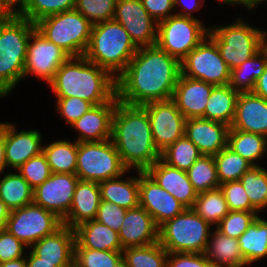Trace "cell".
Returning <instances> with one entry per match:
<instances>
[{
    "instance_id": "obj_1",
    "label": "cell",
    "mask_w": 267,
    "mask_h": 267,
    "mask_svg": "<svg viewBox=\"0 0 267 267\" xmlns=\"http://www.w3.org/2000/svg\"><path fill=\"white\" fill-rule=\"evenodd\" d=\"M181 62L156 44L140 47L116 78V96L128 105L143 106L173 97Z\"/></svg>"
},
{
    "instance_id": "obj_34",
    "label": "cell",
    "mask_w": 267,
    "mask_h": 267,
    "mask_svg": "<svg viewBox=\"0 0 267 267\" xmlns=\"http://www.w3.org/2000/svg\"><path fill=\"white\" fill-rule=\"evenodd\" d=\"M52 173L76 174L78 142L59 140L43 146Z\"/></svg>"
},
{
    "instance_id": "obj_48",
    "label": "cell",
    "mask_w": 267,
    "mask_h": 267,
    "mask_svg": "<svg viewBox=\"0 0 267 267\" xmlns=\"http://www.w3.org/2000/svg\"><path fill=\"white\" fill-rule=\"evenodd\" d=\"M56 111L71 126L94 105L78 97H57Z\"/></svg>"
},
{
    "instance_id": "obj_39",
    "label": "cell",
    "mask_w": 267,
    "mask_h": 267,
    "mask_svg": "<svg viewBox=\"0 0 267 267\" xmlns=\"http://www.w3.org/2000/svg\"><path fill=\"white\" fill-rule=\"evenodd\" d=\"M251 206L259 213L267 207V170L252 166L240 178Z\"/></svg>"
},
{
    "instance_id": "obj_43",
    "label": "cell",
    "mask_w": 267,
    "mask_h": 267,
    "mask_svg": "<svg viewBox=\"0 0 267 267\" xmlns=\"http://www.w3.org/2000/svg\"><path fill=\"white\" fill-rule=\"evenodd\" d=\"M117 0H77L75 9L93 25L112 20Z\"/></svg>"
},
{
    "instance_id": "obj_28",
    "label": "cell",
    "mask_w": 267,
    "mask_h": 267,
    "mask_svg": "<svg viewBox=\"0 0 267 267\" xmlns=\"http://www.w3.org/2000/svg\"><path fill=\"white\" fill-rule=\"evenodd\" d=\"M204 252L206 258L216 267H243L245 263L237 238L222 234L217 229L210 233Z\"/></svg>"
},
{
    "instance_id": "obj_12",
    "label": "cell",
    "mask_w": 267,
    "mask_h": 267,
    "mask_svg": "<svg viewBox=\"0 0 267 267\" xmlns=\"http://www.w3.org/2000/svg\"><path fill=\"white\" fill-rule=\"evenodd\" d=\"M228 65L222 59L216 43L207 35L182 61L181 74L206 83L229 85Z\"/></svg>"
},
{
    "instance_id": "obj_45",
    "label": "cell",
    "mask_w": 267,
    "mask_h": 267,
    "mask_svg": "<svg viewBox=\"0 0 267 267\" xmlns=\"http://www.w3.org/2000/svg\"><path fill=\"white\" fill-rule=\"evenodd\" d=\"M122 258V251L75 248L74 260L81 267H113Z\"/></svg>"
},
{
    "instance_id": "obj_24",
    "label": "cell",
    "mask_w": 267,
    "mask_h": 267,
    "mask_svg": "<svg viewBox=\"0 0 267 267\" xmlns=\"http://www.w3.org/2000/svg\"><path fill=\"white\" fill-rule=\"evenodd\" d=\"M16 126L7 122V137L5 143V158L7 168L18 169L30 158L42 153V135L38 130H21L16 132Z\"/></svg>"
},
{
    "instance_id": "obj_16",
    "label": "cell",
    "mask_w": 267,
    "mask_h": 267,
    "mask_svg": "<svg viewBox=\"0 0 267 267\" xmlns=\"http://www.w3.org/2000/svg\"><path fill=\"white\" fill-rule=\"evenodd\" d=\"M79 177L76 174L52 173L33 189V202L64 219L71 208Z\"/></svg>"
},
{
    "instance_id": "obj_41",
    "label": "cell",
    "mask_w": 267,
    "mask_h": 267,
    "mask_svg": "<svg viewBox=\"0 0 267 267\" xmlns=\"http://www.w3.org/2000/svg\"><path fill=\"white\" fill-rule=\"evenodd\" d=\"M220 184L240 180L253 165L227 146L214 155Z\"/></svg>"
},
{
    "instance_id": "obj_47",
    "label": "cell",
    "mask_w": 267,
    "mask_h": 267,
    "mask_svg": "<svg viewBox=\"0 0 267 267\" xmlns=\"http://www.w3.org/2000/svg\"><path fill=\"white\" fill-rule=\"evenodd\" d=\"M230 211H256L249 201L240 180L220 184Z\"/></svg>"
},
{
    "instance_id": "obj_17",
    "label": "cell",
    "mask_w": 267,
    "mask_h": 267,
    "mask_svg": "<svg viewBox=\"0 0 267 267\" xmlns=\"http://www.w3.org/2000/svg\"><path fill=\"white\" fill-rule=\"evenodd\" d=\"M139 205L152 216L158 227L186 209L146 171H139Z\"/></svg>"
},
{
    "instance_id": "obj_58",
    "label": "cell",
    "mask_w": 267,
    "mask_h": 267,
    "mask_svg": "<svg viewBox=\"0 0 267 267\" xmlns=\"http://www.w3.org/2000/svg\"><path fill=\"white\" fill-rule=\"evenodd\" d=\"M219 3L222 2V4H238V5H243L245 8L248 10H253L257 5H261V3L266 2L267 0H217Z\"/></svg>"
},
{
    "instance_id": "obj_42",
    "label": "cell",
    "mask_w": 267,
    "mask_h": 267,
    "mask_svg": "<svg viewBox=\"0 0 267 267\" xmlns=\"http://www.w3.org/2000/svg\"><path fill=\"white\" fill-rule=\"evenodd\" d=\"M77 0H27L18 10V15L32 23L40 19L75 9Z\"/></svg>"
},
{
    "instance_id": "obj_21",
    "label": "cell",
    "mask_w": 267,
    "mask_h": 267,
    "mask_svg": "<svg viewBox=\"0 0 267 267\" xmlns=\"http://www.w3.org/2000/svg\"><path fill=\"white\" fill-rule=\"evenodd\" d=\"M230 128L267 137V101L253 92L239 93Z\"/></svg>"
},
{
    "instance_id": "obj_57",
    "label": "cell",
    "mask_w": 267,
    "mask_h": 267,
    "mask_svg": "<svg viewBox=\"0 0 267 267\" xmlns=\"http://www.w3.org/2000/svg\"><path fill=\"white\" fill-rule=\"evenodd\" d=\"M252 92L267 101V67L264 73L257 79Z\"/></svg>"
},
{
    "instance_id": "obj_54",
    "label": "cell",
    "mask_w": 267,
    "mask_h": 267,
    "mask_svg": "<svg viewBox=\"0 0 267 267\" xmlns=\"http://www.w3.org/2000/svg\"><path fill=\"white\" fill-rule=\"evenodd\" d=\"M28 257V258H27ZM26 257V267H66L71 262H47L35 256L31 251Z\"/></svg>"
},
{
    "instance_id": "obj_3",
    "label": "cell",
    "mask_w": 267,
    "mask_h": 267,
    "mask_svg": "<svg viewBox=\"0 0 267 267\" xmlns=\"http://www.w3.org/2000/svg\"><path fill=\"white\" fill-rule=\"evenodd\" d=\"M49 87L56 97H78L93 105L116 96V79L85 56L70 57L54 75Z\"/></svg>"
},
{
    "instance_id": "obj_13",
    "label": "cell",
    "mask_w": 267,
    "mask_h": 267,
    "mask_svg": "<svg viewBox=\"0 0 267 267\" xmlns=\"http://www.w3.org/2000/svg\"><path fill=\"white\" fill-rule=\"evenodd\" d=\"M70 57L66 51L35 29L27 44L24 77L33 74L49 84L60 66Z\"/></svg>"
},
{
    "instance_id": "obj_8",
    "label": "cell",
    "mask_w": 267,
    "mask_h": 267,
    "mask_svg": "<svg viewBox=\"0 0 267 267\" xmlns=\"http://www.w3.org/2000/svg\"><path fill=\"white\" fill-rule=\"evenodd\" d=\"M265 31L246 24L240 17L231 25L210 28L208 36L216 43L222 59L232 70L263 48Z\"/></svg>"
},
{
    "instance_id": "obj_11",
    "label": "cell",
    "mask_w": 267,
    "mask_h": 267,
    "mask_svg": "<svg viewBox=\"0 0 267 267\" xmlns=\"http://www.w3.org/2000/svg\"><path fill=\"white\" fill-rule=\"evenodd\" d=\"M63 225L55 213L34 202L10 211L6 230L28 248Z\"/></svg>"
},
{
    "instance_id": "obj_4",
    "label": "cell",
    "mask_w": 267,
    "mask_h": 267,
    "mask_svg": "<svg viewBox=\"0 0 267 267\" xmlns=\"http://www.w3.org/2000/svg\"><path fill=\"white\" fill-rule=\"evenodd\" d=\"M138 48L129 33L114 19L94 24L84 56L115 79L125 70ZM117 75V76H116Z\"/></svg>"
},
{
    "instance_id": "obj_9",
    "label": "cell",
    "mask_w": 267,
    "mask_h": 267,
    "mask_svg": "<svg viewBox=\"0 0 267 267\" xmlns=\"http://www.w3.org/2000/svg\"><path fill=\"white\" fill-rule=\"evenodd\" d=\"M123 165L112 140L78 142L76 175L79 180L101 182L123 175Z\"/></svg>"
},
{
    "instance_id": "obj_56",
    "label": "cell",
    "mask_w": 267,
    "mask_h": 267,
    "mask_svg": "<svg viewBox=\"0 0 267 267\" xmlns=\"http://www.w3.org/2000/svg\"><path fill=\"white\" fill-rule=\"evenodd\" d=\"M7 137V122H0V176L4 172V169L7 167L6 158H5V143Z\"/></svg>"
},
{
    "instance_id": "obj_10",
    "label": "cell",
    "mask_w": 267,
    "mask_h": 267,
    "mask_svg": "<svg viewBox=\"0 0 267 267\" xmlns=\"http://www.w3.org/2000/svg\"><path fill=\"white\" fill-rule=\"evenodd\" d=\"M208 31L200 19L173 15L158 23L156 45L181 62Z\"/></svg>"
},
{
    "instance_id": "obj_33",
    "label": "cell",
    "mask_w": 267,
    "mask_h": 267,
    "mask_svg": "<svg viewBox=\"0 0 267 267\" xmlns=\"http://www.w3.org/2000/svg\"><path fill=\"white\" fill-rule=\"evenodd\" d=\"M266 67L267 51L263 47L253 57L231 70L229 85L239 93L252 92Z\"/></svg>"
},
{
    "instance_id": "obj_51",
    "label": "cell",
    "mask_w": 267,
    "mask_h": 267,
    "mask_svg": "<svg viewBox=\"0 0 267 267\" xmlns=\"http://www.w3.org/2000/svg\"><path fill=\"white\" fill-rule=\"evenodd\" d=\"M167 267H216L204 253H169Z\"/></svg>"
},
{
    "instance_id": "obj_62",
    "label": "cell",
    "mask_w": 267,
    "mask_h": 267,
    "mask_svg": "<svg viewBox=\"0 0 267 267\" xmlns=\"http://www.w3.org/2000/svg\"><path fill=\"white\" fill-rule=\"evenodd\" d=\"M113 267H129L125 260L121 258Z\"/></svg>"
},
{
    "instance_id": "obj_53",
    "label": "cell",
    "mask_w": 267,
    "mask_h": 267,
    "mask_svg": "<svg viewBox=\"0 0 267 267\" xmlns=\"http://www.w3.org/2000/svg\"><path fill=\"white\" fill-rule=\"evenodd\" d=\"M191 2L189 1V3H188L187 0H174V7H180L181 10L183 9V11H184V12L179 11L177 13L175 11L174 14L179 15V16H183V17H189V18L197 19L196 17H193L191 14L194 11L199 10L204 5L205 0H202L203 3H200L201 1H199V0H192Z\"/></svg>"
},
{
    "instance_id": "obj_23",
    "label": "cell",
    "mask_w": 267,
    "mask_h": 267,
    "mask_svg": "<svg viewBox=\"0 0 267 267\" xmlns=\"http://www.w3.org/2000/svg\"><path fill=\"white\" fill-rule=\"evenodd\" d=\"M146 172L186 208L193 207L198 193L189 181L186 171L172 167L160 158Z\"/></svg>"
},
{
    "instance_id": "obj_22",
    "label": "cell",
    "mask_w": 267,
    "mask_h": 267,
    "mask_svg": "<svg viewBox=\"0 0 267 267\" xmlns=\"http://www.w3.org/2000/svg\"><path fill=\"white\" fill-rule=\"evenodd\" d=\"M213 86L180 74L172 100L186 119L204 118L205 107Z\"/></svg>"
},
{
    "instance_id": "obj_18",
    "label": "cell",
    "mask_w": 267,
    "mask_h": 267,
    "mask_svg": "<svg viewBox=\"0 0 267 267\" xmlns=\"http://www.w3.org/2000/svg\"><path fill=\"white\" fill-rule=\"evenodd\" d=\"M119 100L94 105L71 126L79 132L77 142H100L111 139L112 116Z\"/></svg>"
},
{
    "instance_id": "obj_49",
    "label": "cell",
    "mask_w": 267,
    "mask_h": 267,
    "mask_svg": "<svg viewBox=\"0 0 267 267\" xmlns=\"http://www.w3.org/2000/svg\"><path fill=\"white\" fill-rule=\"evenodd\" d=\"M126 211L127 209L120 207L117 204L101 200L95 220L105 224L112 230L119 232L125 218Z\"/></svg>"
},
{
    "instance_id": "obj_40",
    "label": "cell",
    "mask_w": 267,
    "mask_h": 267,
    "mask_svg": "<svg viewBox=\"0 0 267 267\" xmlns=\"http://www.w3.org/2000/svg\"><path fill=\"white\" fill-rule=\"evenodd\" d=\"M202 154L185 135L161 152V159L168 165L187 171Z\"/></svg>"
},
{
    "instance_id": "obj_2",
    "label": "cell",
    "mask_w": 267,
    "mask_h": 267,
    "mask_svg": "<svg viewBox=\"0 0 267 267\" xmlns=\"http://www.w3.org/2000/svg\"><path fill=\"white\" fill-rule=\"evenodd\" d=\"M111 140L128 169L146 171L161 158L143 106L118 101L112 116Z\"/></svg>"
},
{
    "instance_id": "obj_32",
    "label": "cell",
    "mask_w": 267,
    "mask_h": 267,
    "mask_svg": "<svg viewBox=\"0 0 267 267\" xmlns=\"http://www.w3.org/2000/svg\"><path fill=\"white\" fill-rule=\"evenodd\" d=\"M227 147L249 161L253 166H259L256 163L257 160L262 159L267 153V137L229 128Z\"/></svg>"
},
{
    "instance_id": "obj_60",
    "label": "cell",
    "mask_w": 267,
    "mask_h": 267,
    "mask_svg": "<svg viewBox=\"0 0 267 267\" xmlns=\"http://www.w3.org/2000/svg\"><path fill=\"white\" fill-rule=\"evenodd\" d=\"M1 267H26V256L1 263Z\"/></svg>"
},
{
    "instance_id": "obj_30",
    "label": "cell",
    "mask_w": 267,
    "mask_h": 267,
    "mask_svg": "<svg viewBox=\"0 0 267 267\" xmlns=\"http://www.w3.org/2000/svg\"><path fill=\"white\" fill-rule=\"evenodd\" d=\"M238 95L239 92L230 85L213 86L205 107L204 118L230 127L235 116Z\"/></svg>"
},
{
    "instance_id": "obj_59",
    "label": "cell",
    "mask_w": 267,
    "mask_h": 267,
    "mask_svg": "<svg viewBox=\"0 0 267 267\" xmlns=\"http://www.w3.org/2000/svg\"><path fill=\"white\" fill-rule=\"evenodd\" d=\"M10 209L6 206L4 201L0 198V231L6 230L7 219L10 215Z\"/></svg>"
},
{
    "instance_id": "obj_52",
    "label": "cell",
    "mask_w": 267,
    "mask_h": 267,
    "mask_svg": "<svg viewBox=\"0 0 267 267\" xmlns=\"http://www.w3.org/2000/svg\"><path fill=\"white\" fill-rule=\"evenodd\" d=\"M144 8L149 13V15L157 22H161L172 14L174 11V0H141Z\"/></svg>"
},
{
    "instance_id": "obj_27",
    "label": "cell",
    "mask_w": 267,
    "mask_h": 267,
    "mask_svg": "<svg viewBox=\"0 0 267 267\" xmlns=\"http://www.w3.org/2000/svg\"><path fill=\"white\" fill-rule=\"evenodd\" d=\"M75 248H88L102 251H123L119 233L97 220H89L74 228Z\"/></svg>"
},
{
    "instance_id": "obj_64",
    "label": "cell",
    "mask_w": 267,
    "mask_h": 267,
    "mask_svg": "<svg viewBox=\"0 0 267 267\" xmlns=\"http://www.w3.org/2000/svg\"><path fill=\"white\" fill-rule=\"evenodd\" d=\"M263 47L267 51V31L264 34Z\"/></svg>"
},
{
    "instance_id": "obj_25",
    "label": "cell",
    "mask_w": 267,
    "mask_h": 267,
    "mask_svg": "<svg viewBox=\"0 0 267 267\" xmlns=\"http://www.w3.org/2000/svg\"><path fill=\"white\" fill-rule=\"evenodd\" d=\"M101 201L98 182L79 180L76 184L72 205L63 225L72 229L83 222L94 220Z\"/></svg>"
},
{
    "instance_id": "obj_15",
    "label": "cell",
    "mask_w": 267,
    "mask_h": 267,
    "mask_svg": "<svg viewBox=\"0 0 267 267\" xmlns=\"http://www.w3.org/2000/svg\"><path fill=\"white\" fill-rule=\"evenodd\" d=\"M113 19L129 33L137 48L156 44L158 23L146 11L141 0H117Z\"/></svg>"
},
{
    "instance_id": "obj_55",
    "label": "cell",
    "mask_w": 267,
    "mask_h": 267,
    "mask_svg": "<svg viewBox=\"0 0 267 267\" xmlns=\"http://www.w3.org/2000/svg\"><path fill=\"white\" fill-rule=\"evenodd\" d=\"M17 15L18 10L15 9L8 0H0V24L7 23Z\"/></svg>"
},
{
    "instance_id": "obj_61",
    "label": "cell",
    "mask_w": 267,
    "mask_h": 267,
    "mask_svg": "<svg viewBox=\"0 0 267 267\" xmlns=\"http://www.w3.org/2000/svg\"><path fill=\"white\" fill-rule=\"evenodd\" d=\"M9 3L17 10H20V8L23 6V4L27 1V0H8ZM18 8H16V6H18Z\"/></svg>"
},
{
    "instance_id": "obj_29",
    "label": "cell",
    "mask_w": 267,
    "mask_h": 267,
    "mask_svg": "<svg viewBox=\"0 0 267 267\" xmlns=\"http://www.w3.org/2000/svg\"><path fill=\"white\" fill-rule=\"evenodd\" d=\"M138 177H129L122 180L126 172L116 178L98 183L101 200L112 202L125 209L139 206V171Z\"/></svg>"
},
{
    "instance_id": "obj_19",
    "label": "cell",
    "mask_w": 267,
    "mask_h": 267,
    "mask_svg": "<svg viewBox=\"0 0 267 267\" xmlns=\"http://www.w3.org/2000/svg\"><path fill=\"white\" fill-rule=\"evenodd\" d=\"M229 126L205 118H189L184 135L192 141L202 155L214 156L227 146Z\"/></svg>"
},
{
    "instance_id": "obj_26",
    "label": "cell",
    "mask_w": 267,
    "mask_h": 267,
    "mask_svg": "<svg viewBox=\"0 0 267 267\" xmlns=\"http://www.w3.org/2000/svg\"><path fill=\"white\" fill-rule=\"evenodd\" d=\"M75 231L62 225L53 234L45 236L30 247V251L41 261L72 262L75 256Z\"/></svg>"
},
{
    "instance_id": "obj_5",
    "label": "cell",
    "mask_w": 267,
    "mask_h": 267,
    "mask_svg": "<svg viewBox=\"0 0 267 267\" xmlns=\"http://www.w3.org/2000/svg\"><path fill=\"white\" fill-rule=\"evenodd\" d=\"M35 29V23L19 15L0 24V98L24 78L27 44Z\"/></svg>"
},
{
    "instance_id": "obj_46",
    "label": "cell",
    "mask_w": 267,
    "mask_h": 267,
    "mask_svg": "<svg viewBox=\"0 0 267 267\" xmlns=\"http://www.w3.org/2000/svg\"><path fill=\"white\" fill-rule=\"evenodd\" d=\"M17 171L35 189L38 185L46 181L52 174L49 164L47 163L45 155H39L30 158L22 164Z\"/></svg>"
},
{
    "instance_id": "obj_44",
    "label": "cell",
    "mask_w": 267,
    "mask_h": 267,
    "mask_svg": "<svg viewBox=\"0 0 267 267\" xmlns=\"http://www.w3.org/2000/svg\"><path fill=\"white\" fill-rule=\"evenodd\" d=\"M257 217V211H229L215 229L228 237L238 239Z\"/></svg>"
},
{
    "instance_id": "obj_37",
    "label": "cell",
    "mask_w": 267,
    "mask_h": 267,
    "mask_svg": "<svg viewBox=\"0 0 267 267\" xmlns=\"http://www.w3.org/2000/svg\"><path fill=\"white\" fill-rule=\"evenodd\" d=\"M168 252L156 242L137 247H127L122 251V258L129 267H167Z\"/></svg>"
},
{
    "instance_id": "obj_6",
    "label": "cell",
    "mask_w": 267,
    "mask_h": 267,
    "mask_svg": "<svg viewBox=\"0 0 267 267\" xmlns=\"http://www.w3.org/2000/svg\"><path fill=\"white\" fill-rule=\"evenodd\" d=\"M212 227L192 208H186L158 228V242L169 253H204Z\"/></svg>"
},
{
    "instance_id": "obj_35",
    "label": "cell",
    "mask_w": 267,
    "mask_h": 267,
    "mask_svg": "<svg viewBox=\"0 0 267 267\" xmlns=\"http://www.w3.org/2000/svg\"><path fill=\"white\" fill-rule=\"evenodd\" d=\"M0 198L10 210L22 208L33 202V188L19 173L7 172L0 179Z\"/></svg>"
},
{
    "instance_id": "obj_36",
    "label": "cell",
    "mask_w": 267,
    "mask_h": 267,
    "mask_svg": "<svg viewBox=\"0 0 267 267\" xmlns=\"http://www.w3.org/2000/svg\"><path fill=\"white\" fill-rule=\"evenodd\" d=\"M192 209L211 226H217L230 211L220 188L198 193Z\"/></svg>"
},
{
    "instance_id": "obj_63",
    "label": "cell",
    "mask_w": 267,
    "mask_h": 267,
    "mask_svg": "<svg viewBox=\"0 0 267 267\" xmlns=\"http://www.w3.org/2000/svg\"><path fill=\"white\" fill-rule=\"evenodd\" d=\"M66 267H81V266L79 265V263L76 260H73Z\"/></svg>"
},
{
    "instance_id": "obj_50",
    "label": "cell",
    "mask_w": 267,
    "mask_h": 267,
    "mask_svg": "<svg viewBox=\"0 0 267 267\" xmlns=\"http://www.w3.org/2000/svg\"><path fill=\"white\" fill-rule=\"evenodd\" d=\"M27 248L7 230L0 231V263L27 256L28 253H24Z\"/></svg>"
},
{
    "instance_id": "obj_14",
    "label": "cell",
    "mask_w": 267,
    "mask_h": 267,
    "mask_svg": "<svg viewBox=\"0 0 267 267\" xmlns=\"http://www.w3.org/2000/svg\"><path fill=\"white\" fill-rule=\"evenodd\" d=\"M143 107L150 120L154 143L160 152L184 136L186 118L172 99L151 102Z\"/></svg>"
},
{
    "instance_id": "obj_20",
    "label": "cell",
    "mask_w": 267,
    "mask_h": 267,
    "mask_svg": "<svg viewBox=\"0 0 267 267\" xmlns=\"http://www.w3.org/2000/svg\"><path fill=\"white\" fill-rule=\"evenodd\" d=\"M158 228L152 216L140 205L127 209L118 232L122 248L146 246L158 242Z\"/></svg>"
},
{
    "instance_id": "obj_31",
    "label": "cell",
    "mask_w": 267,
    "mask_h": 267,
    "mask_svg": "<svg viewBox=\"0 0 267 267\" xmlns=\"http://www.w3.org/2000/svg\"><path fill=\"white\" fill-rule=\"evenodd\" d=\"M241 254L248 265L267 257V220L260 215L238 238Z\"/></svg>"
},
{
    "instance_id": "obj_7",
    "label": "cell",
    "mask_w": 267,
    "mask_h": 267,
    "mask_svg": "<svg viewBox=\"0 0 267 267\" xmlns=\"http://www.w3.org/2000/svg\"><path fill=\"white\" fill-rule=\"evenodd\" d=\"M36 29L71 57L84 56L93 24L76 9L46 16L35 23Z\"/></svg>"
},
{
    "instance_id": "obj_38",
    "label": "cell",
    "mask_w": 267,
    "mask_h": 267,
    "mask_svg": "<svg viewBox=\"0 0 267 267\" xmlns=\"http://www.w3.org/2000/svg\"><path fill=\"white\" fill-rule=\"evenodd\" d=\"M186 172L197 193L220 188L214 156L201 155Z\"/></svg>"
}]
</instances>
